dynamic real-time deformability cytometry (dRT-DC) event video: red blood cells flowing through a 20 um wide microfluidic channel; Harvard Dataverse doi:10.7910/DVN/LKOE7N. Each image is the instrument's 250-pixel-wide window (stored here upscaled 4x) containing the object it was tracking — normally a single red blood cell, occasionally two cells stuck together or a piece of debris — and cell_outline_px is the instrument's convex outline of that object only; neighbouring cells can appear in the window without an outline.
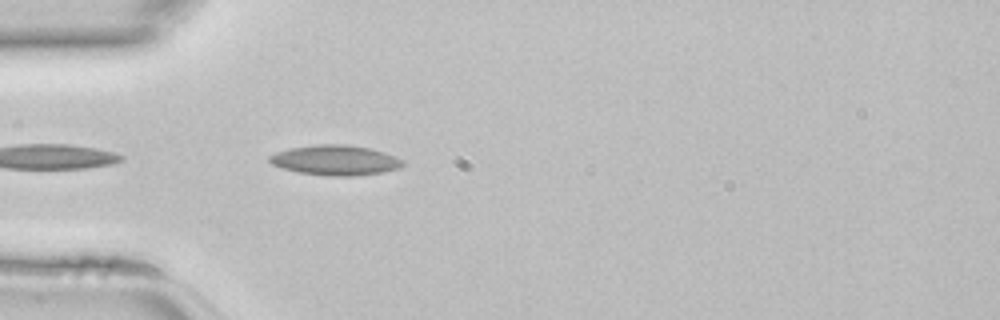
{"species": "common noctule bat (a hibernating species)", "species_latin": "Nyctalus noctula", "temperature_condition": "room temperature", "stored_images_in_passage": 7, "camera_frame_rate_fps": 3000, "um_per_image_px": 0.085, "animal": {"sex": "female", "body_mass_g": 22.7, "forearm_length_mm": 54.2}, "frame": {"image": 1, "passage_image": 3, "time_ms": 0.667, "image_size_px": [1000, 320], "cell_outline_px": [[404, 164], [400, 168], [380, 172], [356, 176], [328, 176], [300, 172], [284, 168], [272, 164], [268, 160], [268, 156], [276, 152], [288, 148], [316, 144], [344, 144], [368, 148], [384, 152], [396, 156], [404, 160]], "centroid_in_image_um": [28.51, 13.61], "position_along_channel_um": 56.5, "area_um2": 23.35}}